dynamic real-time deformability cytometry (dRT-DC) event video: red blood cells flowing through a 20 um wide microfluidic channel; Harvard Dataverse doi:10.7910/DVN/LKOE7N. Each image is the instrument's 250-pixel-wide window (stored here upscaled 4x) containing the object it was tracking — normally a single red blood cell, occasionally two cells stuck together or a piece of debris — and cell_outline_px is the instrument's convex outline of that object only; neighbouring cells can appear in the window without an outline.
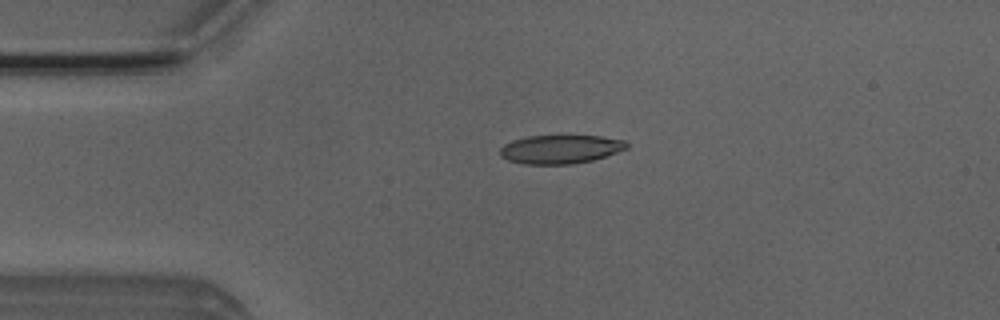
{"species": "Egyptian fruit bat (a non-hibernating species)", "species_latin": "Rousettus aegyptiacus", "temperature_condition": "room temperature", "stored_images_in_passage": 51, "camera_frame_rate_fps": 3000, "um_per_image_px": 0.085, "animal": {"sex": "male"}, "frame": {"image": 1, "passage_image": 11, "time_ms": 3.333, "image_size_px": [1000, 320], "cell_outline_px": [[628, 148], [592, 160], [572, 164], [524, 164], [508, 160], [500, 156], [500, 148], [504, 144], [512, 140], [528, 136], [600, 136], [624, 140], [628, 144]], "centroid_in_image_um": [47.6, 12.68], "position_along_channel_um": 37.4, "area_um2": 21.04}}
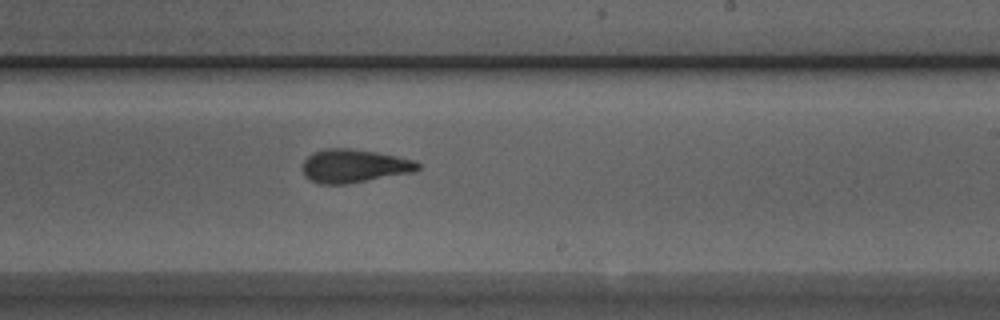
{"frame": {"image": 2, "passage_image": 30, "time_ms": 9.667, "image_size_px": [1000, 320], "cell_outline_px": [[420, 168], [416, 172], [344, 184], [320, 184], [308, 180], [304, 176], [304, 160], [312, 152], [324, 148], [352, 148], [376, 152], [416, 160], [420, 164]], "centroid_in_image_um": [30.11, 14.1], "position_along_channel_um": 258.9, "area_um2": 22.6}}
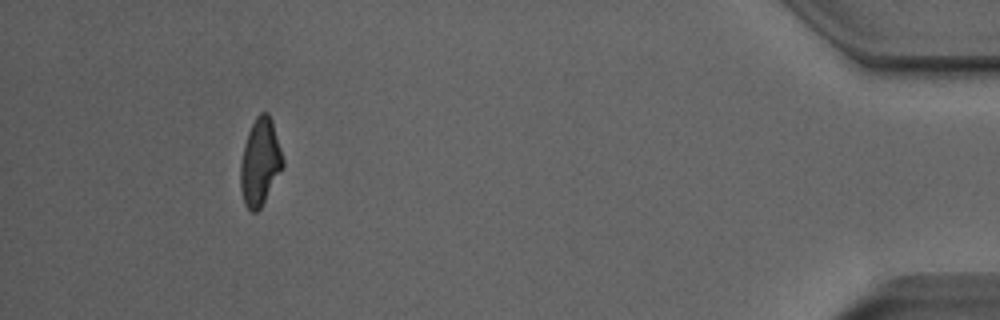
{"frame": {"image": 3, "passage_image": 47, "time_ms": 15.333, "image_size_px": [1000, 320], "cell_outline_px": [[284, 164], [260, 208], [256, 212], [252, 212], [244, 204], [240, 188], [240, 164], [244, 144], [248, 132], [256, 116], [260, 112], [268, 112], [272, 120], [284, 160]], "centroid_in_image_um": [22.09, 13.76], "position_along_channel_um": 413.1, "area_um2": 21.27}, "authors_computed_cell_mechanics": {"area_um2": 22.0218, "velocity_mm_per_s": 3.9613, "shape_relaxation_time_tau1_ms": 6.9462, "shape_relaxation_time_tau2_ms": 1.9791, "deformation_change_tau1": 0.2267, "deformation_change_tau2": 0.1087}}